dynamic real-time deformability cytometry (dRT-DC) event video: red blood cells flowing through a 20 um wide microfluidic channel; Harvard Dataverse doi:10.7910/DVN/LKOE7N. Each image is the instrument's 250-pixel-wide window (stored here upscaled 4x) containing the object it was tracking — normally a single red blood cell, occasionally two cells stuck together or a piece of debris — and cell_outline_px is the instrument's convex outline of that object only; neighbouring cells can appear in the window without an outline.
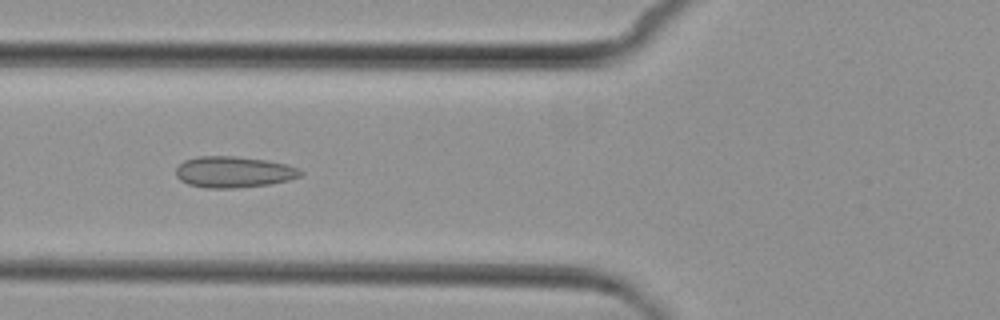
{"species": "common noctule bat (a hibernating species)", "species_latin": "Nyctalus noctula", "temperature_condition": "cold", "stored_images_in_passage": 8, "camera_frame_rate_fps": 3000, "um_per_image_px": 0.085, "animal": {"sex": "female", "body_mass_g": 29.2, "forearm_length_mm": 56.3}, "frame": {"image": 1, "passage_image": 5, "time_ms": 5.667, "image_size_px": [1000, 320], "cell_outline_px": [[304, 172], [300, 176], [288, 180], [272, 184], [232, 188], [204, 188], [188, 184], [180, 180], [176, 176], [176, 168], [184, 160], [196, 156], [232, 156], [268, 160], [300, 168]], "centroid_in_image_um": [19.86, 14.62], "position_along_channel_um": 105.9, "area_um2": 22.77}}
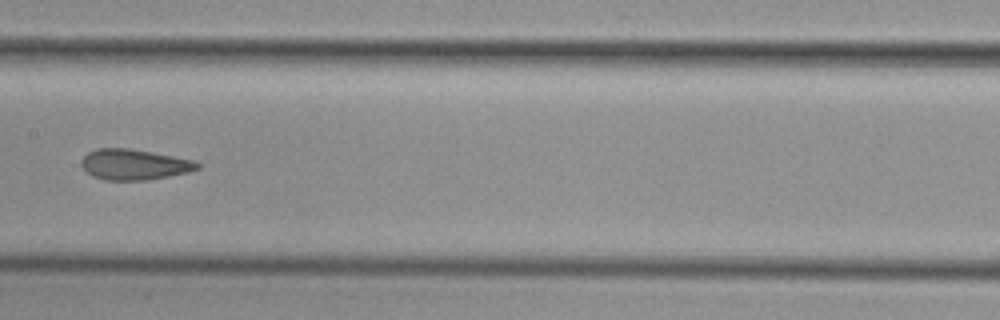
{"frame": {"image": 2, "passage_image": 7, "time_ms": 8.0, "image_size_px": [1000, 320], "cell_outline_px": [[200, 168], [188, 172], [148, 180], [104, 180], [92, 176], [80, 164], [80, 160], [88, 152], [96, 148], [128, 148], [196, 160], [200, 164]], "centroid_in_image_um": [11.4, 13.98], "position_along_channel_um": 196.0, "area_um2": 20.75}}
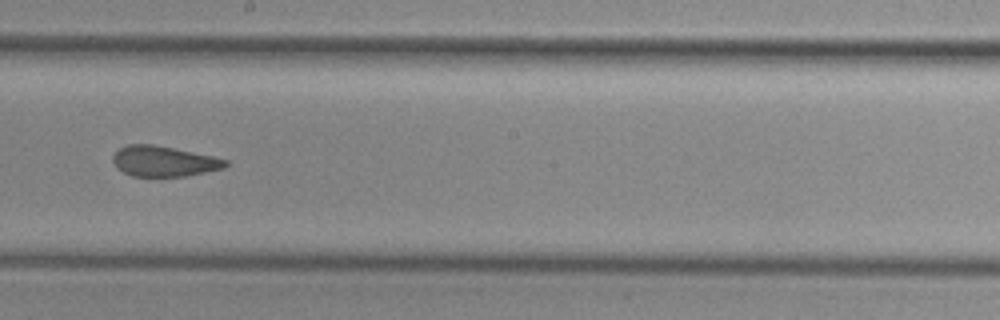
{"frame": {"image": 3, "passage_image": 8, "time_ms": 9.0, "image_size_px": [1000, 320], "cell_outline_px": [[228, 164], [224, 168], [184, 176], [132, 176], [116, 168], [112, 160], [112, 156], [120, 148], [128, 144], [152, 144], [212, 156], [228, 160]], "centroid_in_image_um": [13.89, 13.71], "position_along_channel_um": 234.3, "area_um2": 19.77}}